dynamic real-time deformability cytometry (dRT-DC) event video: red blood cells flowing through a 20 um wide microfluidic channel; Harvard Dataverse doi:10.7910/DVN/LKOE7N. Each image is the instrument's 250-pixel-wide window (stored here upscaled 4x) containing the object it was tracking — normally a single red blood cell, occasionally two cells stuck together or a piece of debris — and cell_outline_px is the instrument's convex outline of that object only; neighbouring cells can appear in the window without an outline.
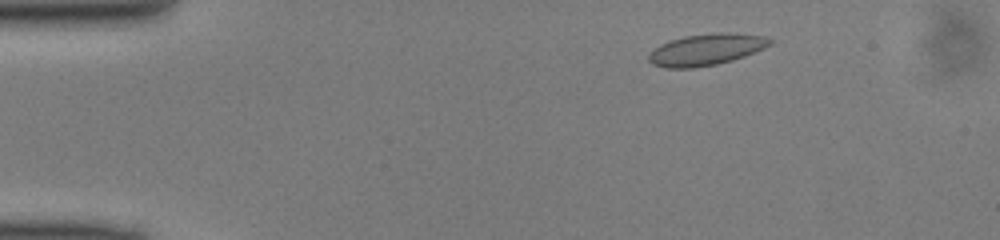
{"species": "common noctule bat (a hibernating species)", "species_latin": "Nyctalus noctula", "temperature_condition": "cold", "stored_images_in_passage": 47, "camera_frame_rate_fps": 3000, "um_per_image_px": 0.085, "animal": {"sex": "male", "body_mass_g": 13.0, "forearm_length_mm": 53.1}, "frame": {"image": 1, "passage_image": 5, "time_ms": 1.333, "image_size_px": [1000, 240], "cell_outline_px": [[772, 44], [764, 48], [744, 56], [732, 60], [716, 64], [692, 68], [664, 68], [652, 64], [648, 60], [648, 56], [660, 44], [668, 40], [684, 36], [720, 32], [728, 32], [764, 36], [772, 40]], "centroid_in_image_um": [60.02, 4.21], "position_along_channel_um": 25.0, "area_um2": 22.2}}
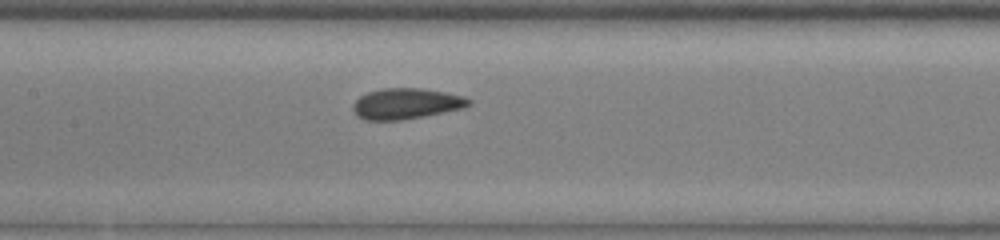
{"frame": {"image": 2, "passage_image": 21, "time_ms": 6.667, "image_size_px": [1000, 240], "cell_outline_px": [[472, 104], [464, 108], [424, 116], [400, 120], [364, 120], [356, 116], [352, 108], [352, 104], [360, 96], [368, 92], [384, 88], [420, 88], [444, 92], [464, 96], [472, 100]], "centroid_in_image_um": [34.52, 8.81], "position_along_channel_um": 172.9, "area_um2": 20.87}}
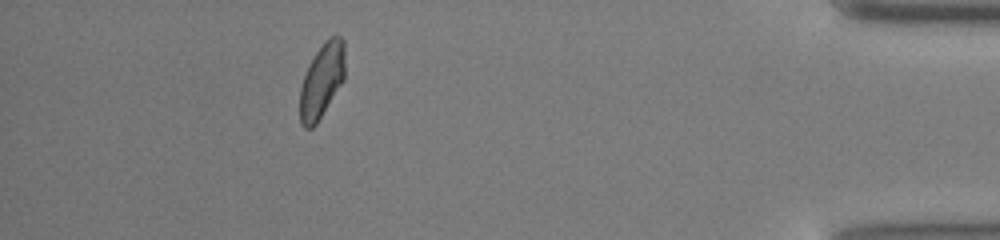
{"frame": {"image": 3, "passage_image": 42, "time_ms": 13.667, "image_size_px": [1000, 240], "cell_outline_px": [[344, 80], [316, 124], [312, 128], [304, 128], [300, 124], [300, 88], [304, 76], [316, 52], [324, 40], [328, 36], [340, 36], [344, 40]], "centroid_in_image_um": [27.36, 6.85], "position_along_channel_um": 407.8, "area_um2": 19.42}}